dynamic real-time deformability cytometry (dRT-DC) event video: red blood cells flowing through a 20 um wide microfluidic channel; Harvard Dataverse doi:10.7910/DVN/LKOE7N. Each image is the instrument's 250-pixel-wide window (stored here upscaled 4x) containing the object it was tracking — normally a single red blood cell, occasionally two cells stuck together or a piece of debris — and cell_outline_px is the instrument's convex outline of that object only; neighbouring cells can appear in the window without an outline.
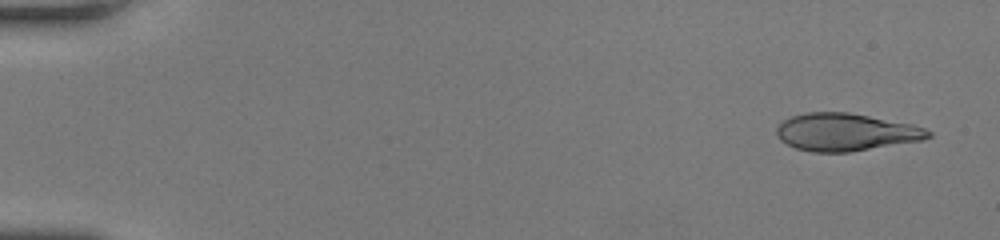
{"species": "human", "species_latin": "Homo sapiens", "temperature_condition": "room temperature", "stored_images_in_passage": 50, "camera_frame_rate_fps": 3000, "um_per_image_px": 0.085, "donor": {"sex": "female"}, "frame": {"image": 1, "passage_image": 3, "time_ms": 0.667, "image_size_px": [1000, 240], "cell_outline_px": [[932, 136], [924, 140], [848, 152], [812, 152], [796, 148], [780, 140], [776, 132], [776, 128], [784, 120], [792, 116], [808, 112], [848, 112], [912, 124], [924, 128], [932, 132]], "centroid_in_image_um": [71.9, 11.23], "position_along_channel_um": 13.1, "area_um2": 33.06}}
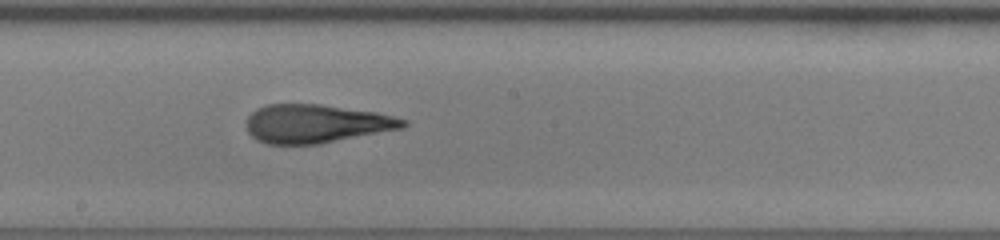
{"frame": {"image": 2, "passage_image": 29, "time_ms": 9.333, "image_size_px": [1000, 240], "cell_outline_px": [[408, 124], [404, 128], [316, 144], [268, 144], [256, 140], [248, 132], [248, 116], [256, 108], [268, 104], [320, 104], [376, 112], [408, 120]], "centroid_in_image_um": [26.87, 10.51], "position_along_channel_um": 221.3, "area_um2": 34.97}}
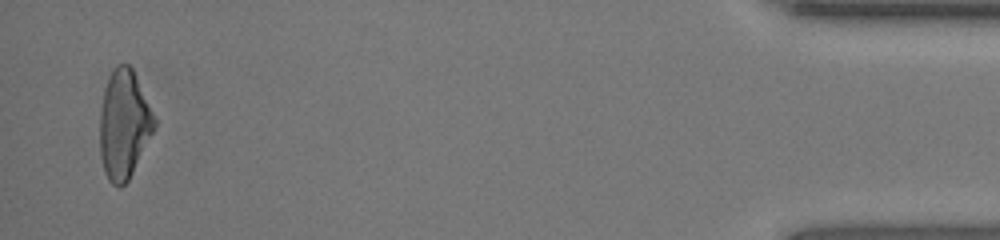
{"frame": {"image": 3, "passage_image": 49, "time_ms": 16.0, "image_size_px": [1000, 240], "cell_outline_px": [[156, 124], [128, 180], [120, 188], [112, 184], [108, 180], [100, 156], [100, 112], [104, 92], [108, 80], [116, 64], [128, 64], [132, 68], [156, 120]], "centroid_in_image_um": [10.51, 10.58], "position_along_channel_um": 424.7, "area_um2": 33.76}, "authors_computed_cell_mechanics": {"area_um2": 34.9401, "velocity_mm_per_s": 4.2357, "shape_relaxation_time_tau1_ms": 6.9992, "shape_relaxation_time_tau2_ms": 1.3361, "deformation_change_tau1": 0.2682, "deformation_change_tau2": 0.1038}}